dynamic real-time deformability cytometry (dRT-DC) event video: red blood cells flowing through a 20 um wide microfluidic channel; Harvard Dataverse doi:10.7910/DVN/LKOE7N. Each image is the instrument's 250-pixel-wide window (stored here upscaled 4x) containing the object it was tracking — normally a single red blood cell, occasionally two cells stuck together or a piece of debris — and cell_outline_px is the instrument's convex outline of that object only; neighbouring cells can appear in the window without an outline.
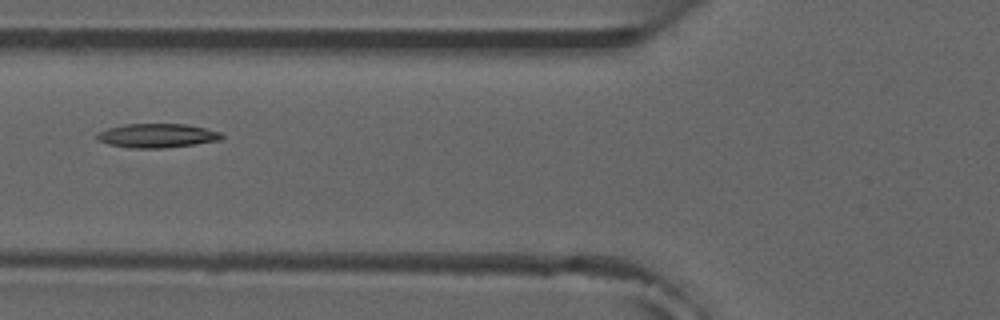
{"species": "common noctule bat (a hibernating species)", "species_latin": "Nyctalus noctula", "temperature_condition": "room temperature", "stored_images_in_passage": 6, "camera_frame_rate_fps": 3000, "um_per_image_px": 0.085, "animal": {"sex": "male", "forearm_length_mm": 52.5}, "frame": {"image": 1, "passage_image": 6, "time_ms": 6.667, "image_size_px": [1000, 320], "cell_outline_px": [[224, 136], [220, 140], [164, 148], [128, 148], [108, 144], [96, 140], [96, 132], [108, 128], [124, 124], [184, 124], [204, 128], [220, 132]], "centroid_in_image_um": [13.28, 11.53], "position_along_channel_um": 112.5, "area_um2": 17.46}}